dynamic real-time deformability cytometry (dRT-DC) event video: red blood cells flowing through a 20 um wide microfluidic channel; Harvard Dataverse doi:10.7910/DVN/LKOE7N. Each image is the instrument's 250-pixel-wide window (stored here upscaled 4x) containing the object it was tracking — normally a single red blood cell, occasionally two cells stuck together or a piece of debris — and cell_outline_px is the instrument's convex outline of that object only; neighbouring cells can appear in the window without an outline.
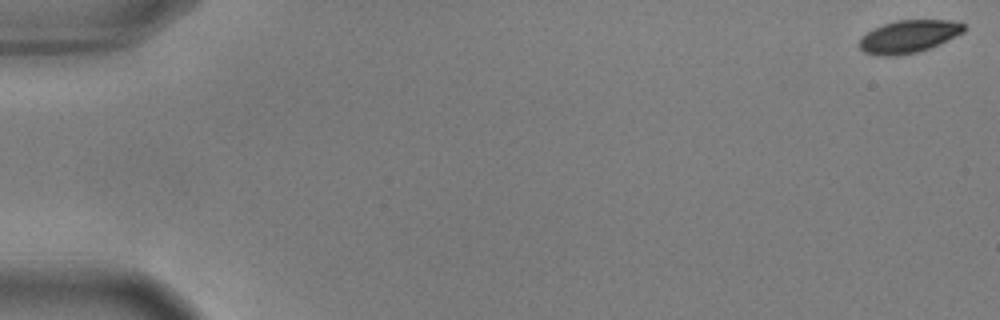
{"species": "common noctule bat (a hibernating species)", "species_latin": "Nyctalus noctula", "temperature_condition": "warm", "stored_images_in_passage": 56, "camera_frame_rate_fps": 3000, "um_per_image_px": 0.085, "animal": {"sex": "male", "body_mass_g": 17.9, "forearm_length_mm": 54.2}, "frame": {"image": 1, "passage_image": 1, "time_ms": 0.0, "image_size_px": [1000, 320], "cell_outline_px": [[964, 32], [928, 48], [916, 52], [896, 56], [880, 56], [864, 52], [860, 48], [860, 40], [872, 28], [896, 20], [948, 20], [964, 24]], "centroid_in_image_um": [77.21, 3.1], "position_along_channel_um": 7.8, "area_um2": 19.54}}
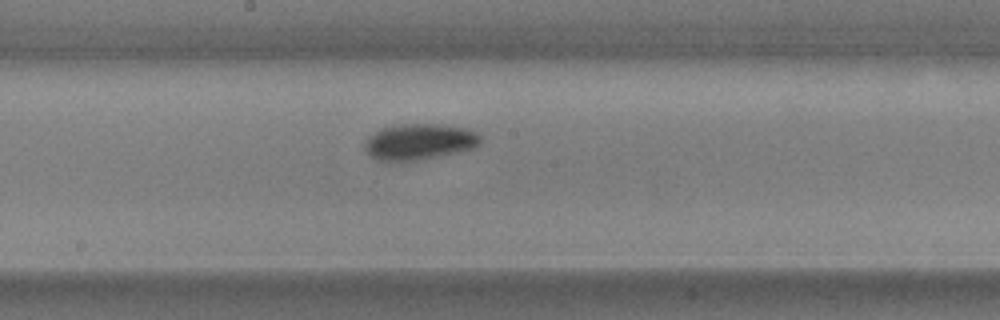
{"frame": {"image": 2, "passage_image": 31, "time_ms": 10.0, "image_size_px": [1000, 320], "cell_outline_px": [[480, 144], [476, 148], [420, 160], [376, 160], [364, 152], [364, 144], [368, 136], [384, 128], [396, 124], [444, 124], [468, 128], [476, 132], [480, 136]], "centroid_in_image_um": [35.66, 12.04], "position_along_channel_um": 212.5, "area_um2": 24.45}}
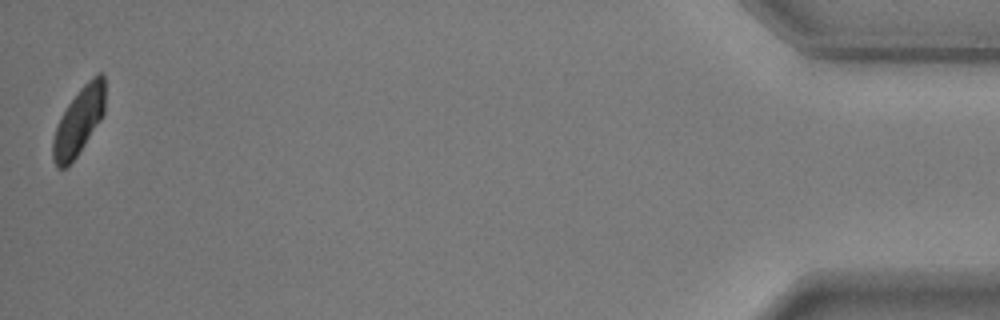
{"frame": {"image": 3, "passage_image": 56, "time_ms": 18.333, "image_size_px": [1000, 320], "cell_outline_px": [[104, 112], [100, 120], [76, 156], [64, 168], [56, 168], [52, 160], [52, 140], [60, 116], [68, 104], [80, 88], [92, 76], [100, 72], [104, 72]], "centroid_in_image_um": [6.67, 10.28], "position_along_channel_um": 428.5, "area_um2": 20.23}, "authors_computed_cell_mechanics": {"area_um2": 22.3686, "velocity_mm_per_s": 3.6184, "shape_relaxation_time_tau1_ms": 1.8629, "shape_relaxation_time_tau2_ms": null, "deformation_change_tau1": 0.1085, "deformation_change_tau2": null}}